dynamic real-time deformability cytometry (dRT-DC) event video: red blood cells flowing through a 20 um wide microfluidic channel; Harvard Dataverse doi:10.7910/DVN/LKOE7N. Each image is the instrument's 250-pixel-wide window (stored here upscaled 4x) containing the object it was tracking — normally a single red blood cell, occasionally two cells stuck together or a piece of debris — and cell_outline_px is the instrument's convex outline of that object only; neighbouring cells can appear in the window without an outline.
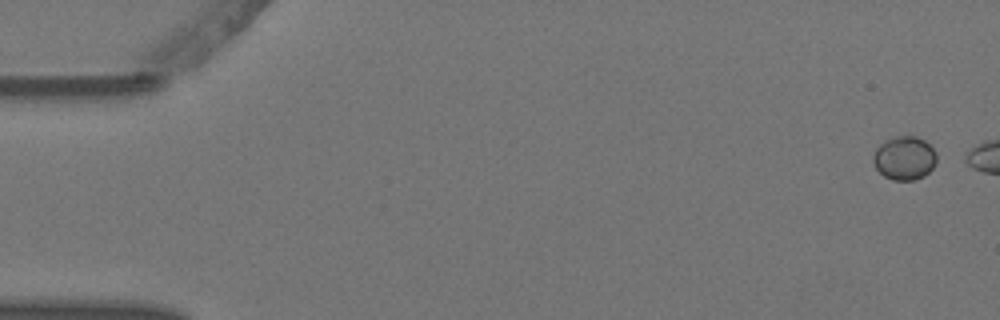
{"species": "Egyptian fruit bat (a non-hibernating species)", "species_latin": "Rousettus aegyptiacus", "temperature_condition": "warm", "stored_images_in_passage": 5, "camera_frame_rate_fps": 3000, "um_per_image_px": 0.085, "animal": {"sex": "female"}, "frame": {"image": 1, "passage_image": 1, "time_ms": 0.0, "image_size_px": [1000, 320], "cell_outline_px": [[936, 164], [924, 176], [916, 180], [892, 180], [884, 176], [876, 168], [872, 160], [872, 156], [876, 148], [880, 144], [892, 136], [916, 136], [924, 140], [936, 152]], "centroid_in_image_um": [76.86, 13.44], "position_along_channel_um": 8.1, "area_um2": 16.24}}